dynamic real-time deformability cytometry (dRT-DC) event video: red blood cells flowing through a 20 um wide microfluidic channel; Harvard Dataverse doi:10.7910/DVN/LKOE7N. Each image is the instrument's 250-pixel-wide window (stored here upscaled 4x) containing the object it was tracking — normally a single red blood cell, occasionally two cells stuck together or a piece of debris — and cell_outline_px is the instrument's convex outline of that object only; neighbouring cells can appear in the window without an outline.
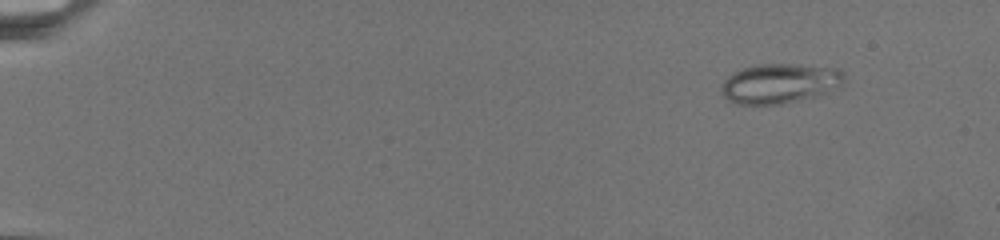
{"species": "common noctule bat (a hibernating species)", "species_latin": "Nyctalus noctula", "temperature_condition": "warm", "stored_images_in_passage": 41, "camera_frame_rate_fps": 3000, "um_per_image_px": 0.085, "animal": {"sex": "female", "body_mass_g": 19.5, "forearm_length_mm": 54.1}, "frame": {"image": 1, "passage_image": 1, "time_ms": 0.0, "image_size_px": [1000, 240], "cell_outline_px": [[844, 76], [836, 84], [824, 92], [812, 96], [780, 104], [736, 104], [728, 100], [724, 96], [720, 88], [724, 80], [728, 76], [744, 68], [756, 64], [792, 64], [840, 68], [844, 72]], "centroid_in_image_um": [66.18, 7.07], "position_along_channel_um": 18.8, "area_um2": 27.69}}
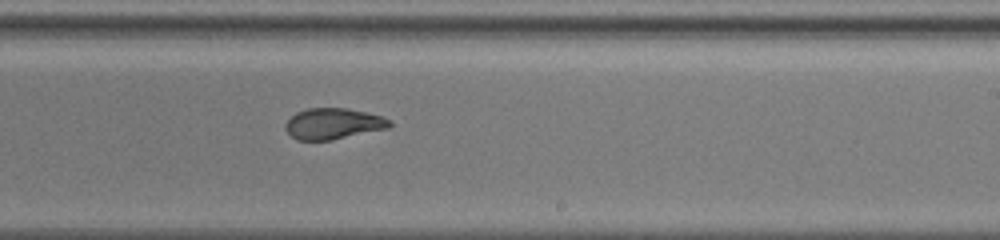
{"frame": {"image": 2, "passage_image": 27, "time_ms": 13.333, "image_size_px": [1000, 240], "cell_outline_px": [[392, 124], [388, 128], [332, 140], [296, 140], [284, 128], [284, 124], [296, 112], [308, 108], [348, 108], [380, 116], [388, 120]], "centroid_in_image_um": [28.28, 10.52], "position_along_channel_um": 260.7, "area_um2": 18.67}}
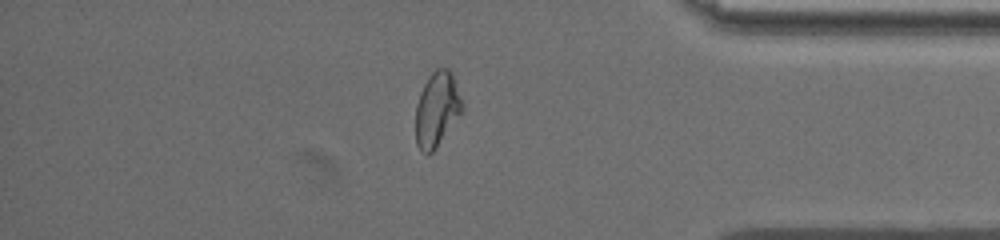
{"frame": {"image": 3, "passage_image": 37, "time_ms": 18.667, "image_size_px": [1000, 240], "cell_outline_px": [[464, 108], [436, 148], [428, 156], [420, 152], [416, 144], [416, 104], [420, 92], [428, 76], [436, 68], [448, 68], [452, 72], [464, 104]], "centroid_in_image_um": [37.13, 9.29], "position_along_channel_um": 398.1, "area_um2": 20.46}}